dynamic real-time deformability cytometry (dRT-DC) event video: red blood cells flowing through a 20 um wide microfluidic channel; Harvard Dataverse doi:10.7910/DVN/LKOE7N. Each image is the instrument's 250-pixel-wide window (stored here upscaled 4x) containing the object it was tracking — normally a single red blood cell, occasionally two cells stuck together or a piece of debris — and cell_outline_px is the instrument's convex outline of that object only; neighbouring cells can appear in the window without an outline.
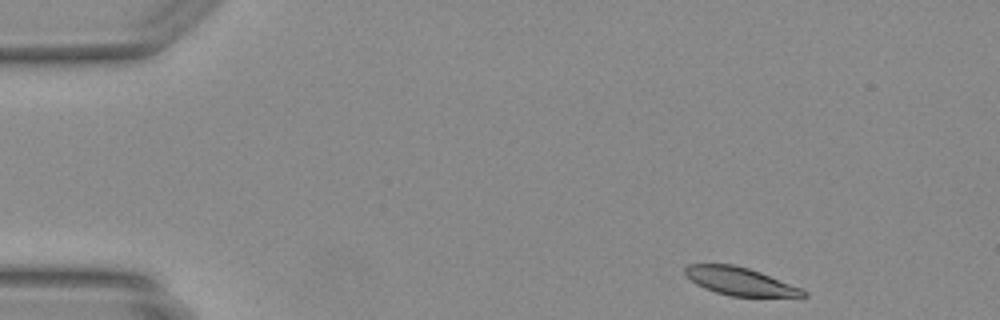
{"species": "Egyptian fruit bat (a non-hibernating species)", "species_latin": "Rousettus aegyptiacus", "temperature_condition": "warm", "stored_images_in_passage": 43, "camera_frame_rate_fps": 3000, "um_per_image_px": 0.085, "animal": {"sex": "female"}, "frame": {"image": 1, "passage_image": 1, "time_ms": 0.0, "image_size_px": [1000, 320], "cell_outline_px": [[808, 296], [732, 296], [716, 292], [704, 288], [696, 284], [684, 272], [684, 268], [688, 264], [732, 264], [748, 268], [760, 272], [800, 288], [808, 292]], "centroid_in_image_um": [62.87, 23.9], "position_along_channel_um": 22.1, "area_um2": 18.84}}
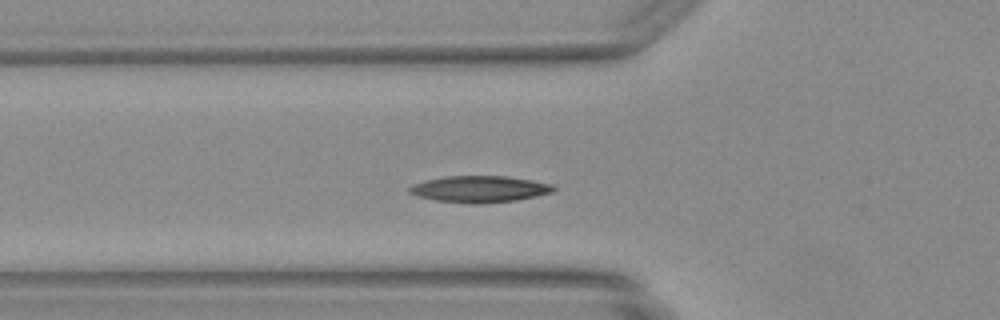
{"frame": {"image": 2, "passage_image": 12, "time_ms": 3.667, "image_size_px": [1000, 320], "cell_outline_px": [[556, 188], [552, 192], [536, 196], [516, 200], [480, 204], [468, 204], [436, 200], [416, 196], [408, 192], [408, 188], [412, 184], [424, 180], [444, 176], [504, 176], [532, 180], [556, 184]], "centroid_in_image_um": [40.75, 16.07], "position_along_channel_um": 85.1, "area_um2": 22.54}}
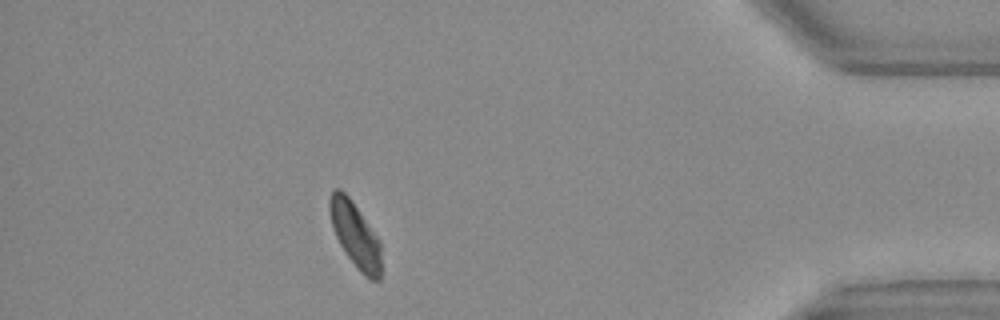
{"frame": {"image": 3, "passage_image": 38, "time_ms": 12.333, "image_size_px": [1000, 320], "cell_outline_px": [[380, 280], [368, 280], [356, 268], [340, 244], [336, 236], [332, 224], [328, 208], [328, 200], [332, 192], [336, 188], [340, 188], [348, 196], [380, 240]], "centroid_in_image_um": [30.19, 19.98], "position_along_channel_um": 405.0, "area_um2": 19.36}}